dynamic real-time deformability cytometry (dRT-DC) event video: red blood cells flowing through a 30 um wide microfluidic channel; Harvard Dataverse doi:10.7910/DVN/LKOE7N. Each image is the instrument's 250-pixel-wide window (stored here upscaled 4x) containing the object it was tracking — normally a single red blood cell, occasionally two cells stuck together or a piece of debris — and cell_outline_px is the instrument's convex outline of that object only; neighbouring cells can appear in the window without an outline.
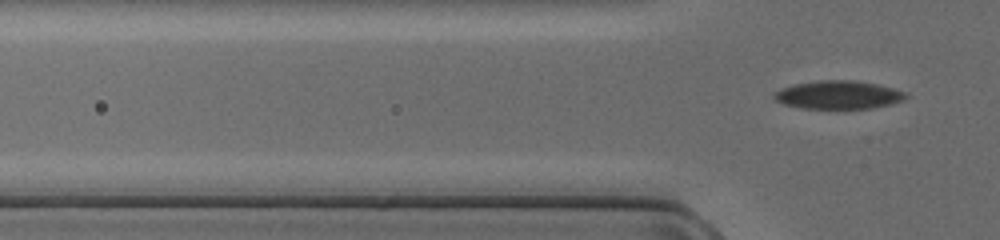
{"species": "common noctule bat (a hibernating species)", "species_latin": "Nyctalus noctula", "temperature_condition": "cold", "stored_images_in_passage": 9, "segment_of_instrument_passage": [2, 2], "camera_frame_rate_fps": 3000, "um_per_image_px": 0.085, "animal": {"sex": "female", "body_mass_g": 17.0, "forearm_length_mm": 48.0}, "frame": {"image": 1, "passage_image": 9, "time_ms": 2.667, "image_size_px": [1000, 240], "cell_outline_px": [[908, 96], [904, 100], [888, 104], [868, 108], [804, 108], [784, 104], [776, 100], [772, 96], [772, 92], [780, 88], [792, 84], [820, 80], [856, 80], [876, 84], [908, 92]], "centroid_in_image_um": [71.23, 8.04], "position_along_channel_um": 54.6, "area_um2": 21.68}}